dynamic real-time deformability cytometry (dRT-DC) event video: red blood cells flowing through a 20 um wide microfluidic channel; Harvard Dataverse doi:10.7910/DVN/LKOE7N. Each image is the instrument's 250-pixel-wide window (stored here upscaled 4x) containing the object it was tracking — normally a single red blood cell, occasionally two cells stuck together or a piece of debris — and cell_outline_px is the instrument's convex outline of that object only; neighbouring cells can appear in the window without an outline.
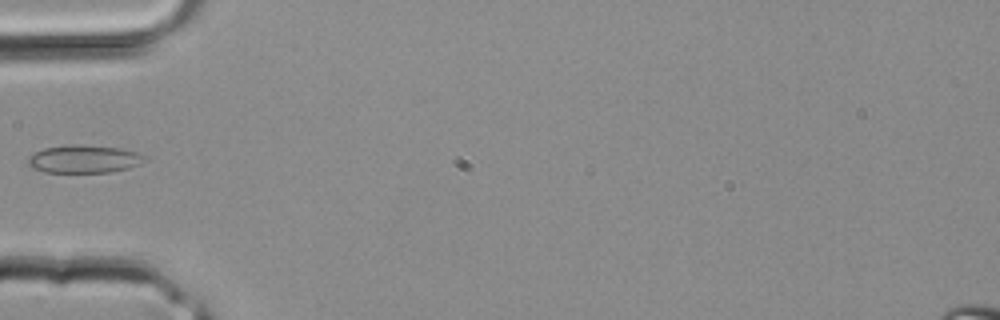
{"species": "common noctule bat (a hibernating species)", "species_latin": "Nyctalus noctula", "temperature_condition": "room temperature", "stored_images_in_passage": 3, "camera_frame_rate_fps": 3000, "um_per_image_px": 0.085, "animal": {"sex": "male", "body_mass_g": 20.4}, "frame": {"image": 1, "passage_image": 3, "time_ms": 0.667, "image_size_px": [1000, 320], "cell_outline_px": [[148, 160], [128, 168], [108, 172], [44, 172], [32, 168], [28, 164], [28, 156], [44, 148], [72, 144], [80, 144], [120, 148], [136, 152], [148, 156]], "centroid_in_image_um": [7.15, 13.51], "position_along_channel_um": 77.8, "area_um2": 19.02}}